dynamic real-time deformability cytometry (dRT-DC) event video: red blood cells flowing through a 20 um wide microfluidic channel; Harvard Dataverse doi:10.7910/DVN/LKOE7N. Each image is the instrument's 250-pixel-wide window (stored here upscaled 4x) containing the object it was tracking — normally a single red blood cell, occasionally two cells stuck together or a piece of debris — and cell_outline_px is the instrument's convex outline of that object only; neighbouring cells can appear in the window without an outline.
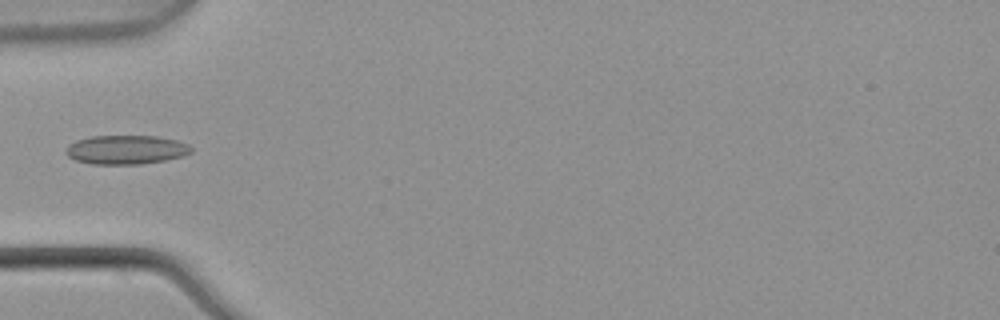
{"species": "common noctule bat (a hibernating species)", "species_latin": "Nyctalus noctula", "temperature_condition": "warm", "stored_images_in_passage": 3, "camera_frame_rate_fps": 3000, "um_per_image_px": 0.085, "animal": {"sex": "male", "body_mass_g": 21.5, "forearm_length_mm": 52.0}, "frame": {"image": 1, "passage_image": 2, "time_ms": 0.333, "image_size_px": [1000, 320], "cell_outline_px": [[192, 152], [184, 156], [164, 160], [140, 164], [92, 164], [76, 160], [68, 156], [64, 152], [68, 144], [76, 140], [92, 136], [156, 136], [176, 140], [188, 144], [192, 148]], "centroid_in_image_um": [10.71, 12.72], "position_along_channel_um": 74.3, "area_um2": 21.21}}
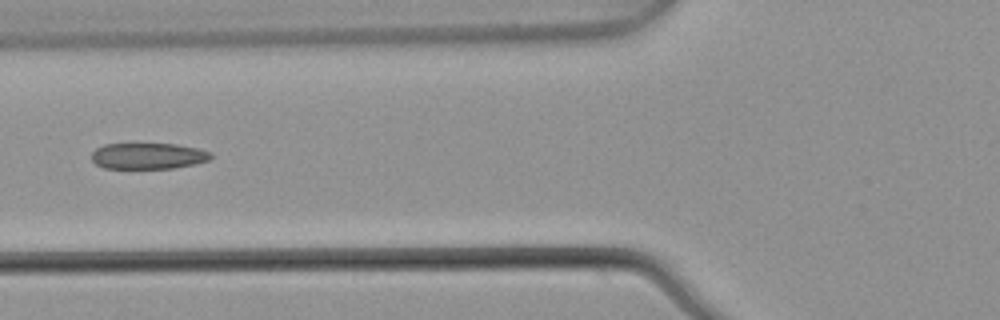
{"frame": {"image": 2, "passage_image": 3, "time_ms": 0.667, "image_size_px": [1000, 320], "cell_outline_px": [[212, 156], [208, 160], [196, 164], [172, 168], [104, 168], [96, 164], [92, 160], [92, 152], [96, 148], [104, 144], [176, 144], [200, 148], [212, 152]], "centroid_in_image_um": [12.61, 13.25], "position_along_channel_um": 113.2, "area_um2": 18.21}}